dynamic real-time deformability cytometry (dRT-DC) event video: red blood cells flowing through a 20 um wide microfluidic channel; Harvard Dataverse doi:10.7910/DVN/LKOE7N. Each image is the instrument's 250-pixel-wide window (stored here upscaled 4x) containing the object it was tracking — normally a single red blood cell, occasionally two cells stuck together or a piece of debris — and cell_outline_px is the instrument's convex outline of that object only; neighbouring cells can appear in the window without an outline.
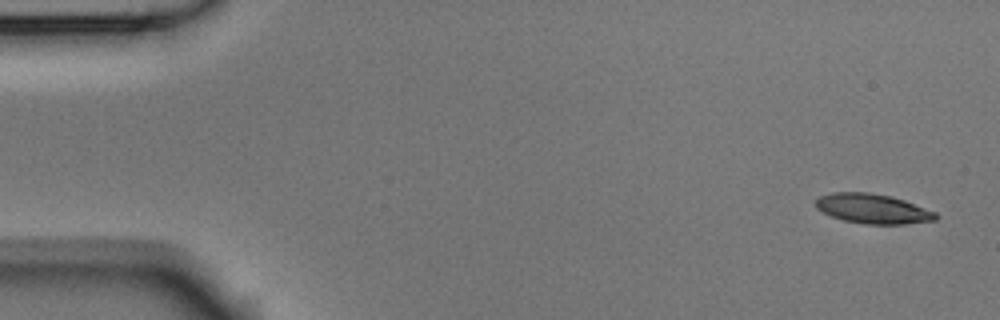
{"species": "Egyptian fruit bat (a non-hibernating species)", "species_latin": "Rousettus aegyptiacus", "temperature_condition": "room temperature", "stored_images_in_passage": 5, "segment_of_instrument_passage": [1, 2], "camera_frame_rate_fps": 3000, "um_per_image_px": 0.085, "animal": {"sex": "male"}, "frame": {"image": 1, "passage_image": 1, "time_ms": 0.0, "image_size_px": [1000, 320], "cell_outline_px": [[940, 216], [936, 220], [904, 224], [864, 224], [844, 220], [832, 216], [816, 208], [816, 200], [820, 196], [832, 192], [868, 192], [892, 196], [904, 200], [936, 212]], "centroid_in_image_um": [74.21, 17.74], "position_along_channel_um": 10.8, "area_um2": 20.75}}
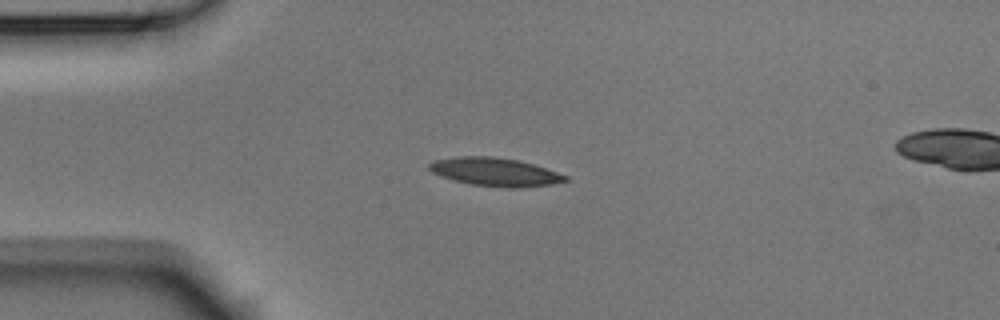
{"frame": {"image": 2, "passage_image": 4, "time_ms": 1.0, "image_size_px": [1000, 320], "cell_outline_px": [[568, 180], [552, 184], [520, 188], [504, 188], [468, 184], [452, 180], [440, 176], [432, 172], [428, 168], [428, 164], [432, 160], [456, 156], [492, 156], [516, 160], [532, 164], [568, 176]], "centroid_in_image_um": [42.01, 14.62], "position_along_channel_um": 43.0, "area_um2": 22.6}}